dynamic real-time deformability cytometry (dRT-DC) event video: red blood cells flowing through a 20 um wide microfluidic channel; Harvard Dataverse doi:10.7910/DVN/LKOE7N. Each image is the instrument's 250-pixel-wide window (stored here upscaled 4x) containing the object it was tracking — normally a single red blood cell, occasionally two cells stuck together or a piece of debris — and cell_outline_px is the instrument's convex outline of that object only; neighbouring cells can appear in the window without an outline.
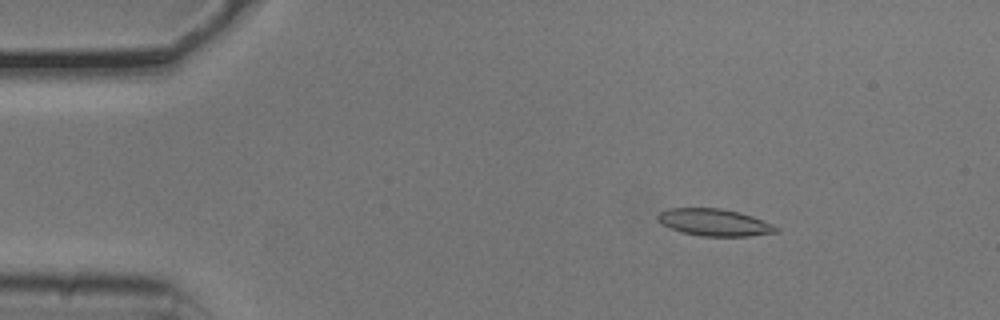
{"species": "common noctule bat (a hibernating species)", "species_latin": "Nyctalus noctula", "temperature_condition": "cold", "stored_images_in_passage": 9, "camera_frame_rate_fps": 3000, "um_per_image_px": 0.085, "animal": {"sex": "male", "body_mass_g": 20.5, "forearm_length_mm": 52.5}, "frame": {"image": 1, "passage_image": 2, "time_ms": 0.333, "image_size_px": [1000, 320], "cell_outline_px": [[780, 232], [748, 236], [700, 236], [680, 232], [660, 224], [656, 220], [656, 216], [660, 212], [668, 208], [720, 208], [740, 212], [752, 216], [772, 224], [780, 228]], "centroid_in_image_um": [60.7, 18.91], "position_along_channel_um": 24.3, "area_um2": 18.9}}